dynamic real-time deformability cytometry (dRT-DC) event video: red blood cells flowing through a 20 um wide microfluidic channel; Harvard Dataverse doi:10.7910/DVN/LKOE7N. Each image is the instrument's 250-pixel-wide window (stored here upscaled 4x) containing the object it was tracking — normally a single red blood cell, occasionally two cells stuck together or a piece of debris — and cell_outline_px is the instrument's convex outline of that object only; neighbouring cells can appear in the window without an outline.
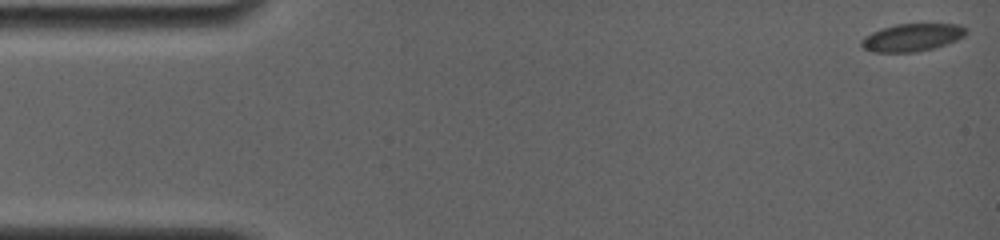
{"species": "common noctule bat (a hibernating species)", "species_latin": "Nyctalus noctula", "temperature_condition": "room temperature", "stored_images_in_passage": 19, "camera_frame_rate_fps": 4000, "um_per_image_px": 0.085, "animal": {"sex": "female", "body_mass_g": 19.0, "forearm_length_mm": 56.7}, "frame": {"image": 1, "passage_image": 1, "time_ms": 0.0, "image_size_px": [1000, 240], "cell_outline_px": [[968, 32], [964, 36], [944, 44], [932, 48], [916, 52], [872, 52], [864, 48], [860, 44], [860, 40], [864, 36], [872, 32], [896, 24], [960, 24]], "centroid_in_image_um": [77.49, 3.18], "position_along_channel_um": 7.5, "area_um2": 16.65}}
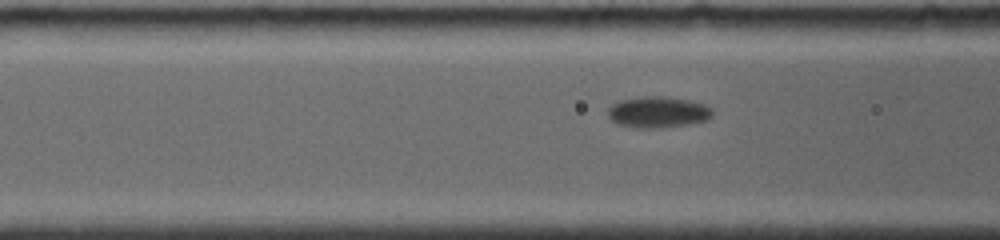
{"frame": {"image": 2, "passage_image": 14, "time_ms": 6.5, "image_size_px": [1000, 240], "cell_outline_px": [[712, 116], [708, 120], [660, 128], [636, 128], [620, 124], [612, 120], [608, 116], [608, 108], [612, 104], [620, 100], [644, 96], [660, 96], [688, 100], [704, 104], [712, 108]], "centroid_in_image_um": [55.92, 9.53], "position_along_channel_um": 110.7, "area_um2": 18.84}}
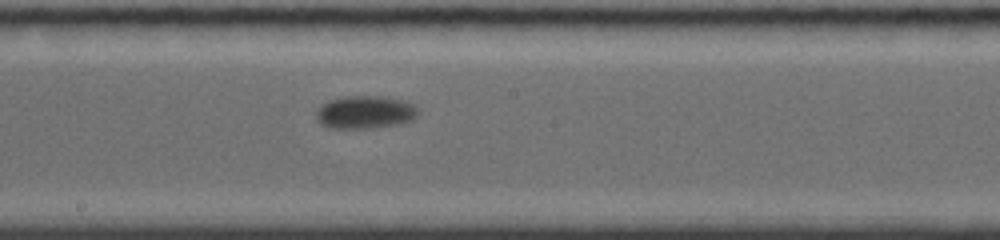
{"frame": {"image": 3, "passage_image": 19, "time_ms": 9.5, "image_size_px": [1000, 240], "cell_outline_px": [[416, 116], [412, 120], [396, 124], [368, 128], [332, 128], [320, 124], [316, 116], [316, 112], [328, 100], [344, 96], [388, 96], [404, 100], [416, 104]], "centroid_in_image_um": [31.05, 9.52], "position_along_channel_um": 217.2, "area_um2": 19.48}}